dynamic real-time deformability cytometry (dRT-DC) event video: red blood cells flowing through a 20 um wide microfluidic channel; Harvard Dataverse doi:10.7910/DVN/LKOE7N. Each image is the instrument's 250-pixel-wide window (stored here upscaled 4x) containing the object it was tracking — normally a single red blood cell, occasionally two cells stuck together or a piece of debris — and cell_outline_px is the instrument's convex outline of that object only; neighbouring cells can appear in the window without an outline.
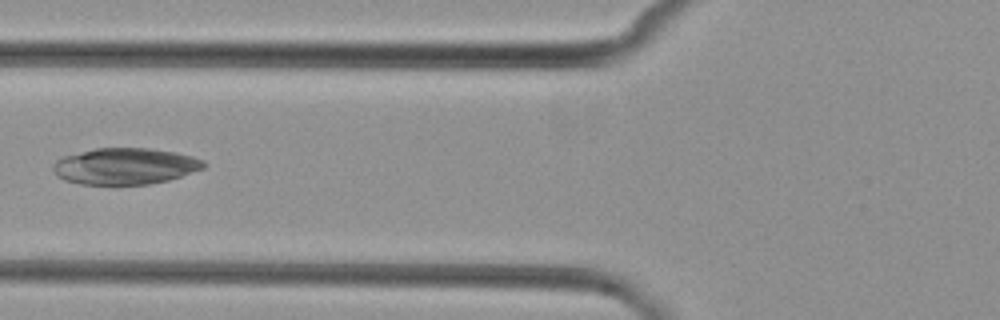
{"species": "common noctule bat (a hibernating species)", "species_latin": "Nyctalus noctula", "temperature_condition": "cold", "stored_images_in_passage": 7, "camera_frame_rate_fps": 3000, "um_per_image_px": 0.085, "animal": {"sex": "female", "body_mass_g": 29.2, "forearm_length_mm": 56.3}, "frame": {"image": 1, "passage_image": 6, "time_ms": 7.0, "image_size_px": [1000, 320], "cell_outline_px": [[208, 164], [204, 168], [168, 180], [148, 184], [80, 184], [64, 180], [56, 176], [52, 168], [56, 160], [64, 156], [96, 148], [148, 148], [176, 152], [192, 156], [204, 160]], "centroid_in_image_um": [10.64, 14.12], "position_along_channel_um": 115.2, "area_um2": 31.91}}
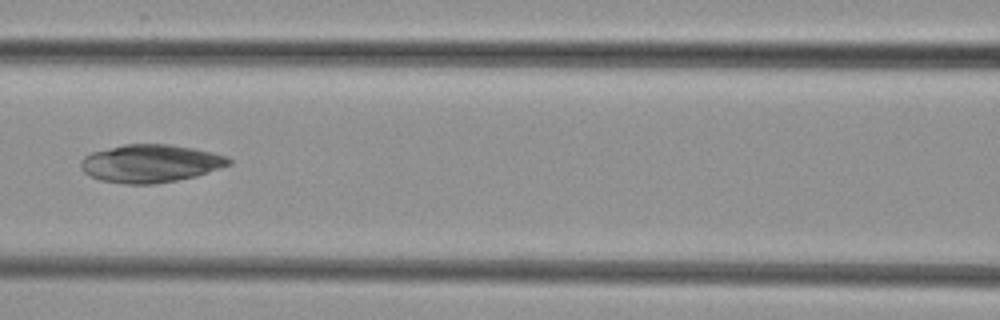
{"frame": {"image": 2, "passage_image": 7, "time_ms": 8.0, "image_size_px": [1000, 320], "cell_outline_px": [[232, 164], [196, 176], [156, 184], [124, 184], [100, 180], [88, 176], [80, 168], [80, 160], [84, 156], [92, 152], [124, 144], [168, 144], [192, 148], [212, 152], [228, 156], [232, 160]], "centroid_in_image_um": [12.77, 13.9], "position_along_channel_um": 153.8, "area_um2": 32.89}}